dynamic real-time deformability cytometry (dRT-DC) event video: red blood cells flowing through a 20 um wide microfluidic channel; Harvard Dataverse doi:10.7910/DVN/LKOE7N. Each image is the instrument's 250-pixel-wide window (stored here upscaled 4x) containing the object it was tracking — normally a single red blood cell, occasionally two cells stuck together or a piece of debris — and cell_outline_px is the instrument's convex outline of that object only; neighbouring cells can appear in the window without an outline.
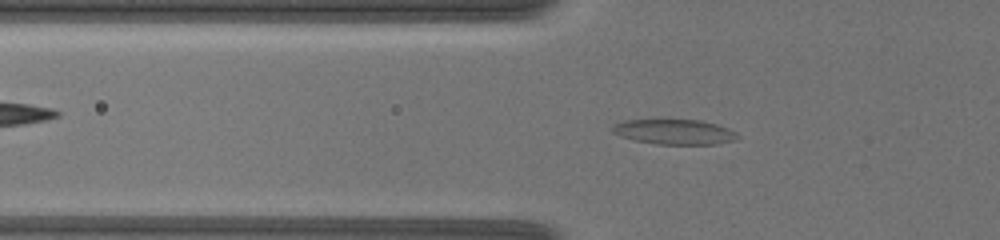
{"species": "common noctule bat (a hibernating species)", "species_latin": "Nyctalus noctula", "temperature_condition": "warm", "stored_images_in_passage": 16, "camera_frame_rate_fps": 3000, "um_per_image_px": 0.085, "animal": {"sex": "female", "body_mass_g": 19.5, "forearm_length_mm": 54.1}, "frame": {"image": 1, "passage_image": 12, "time_ms": 5.333, "image_size_px": [1000, 240], "cell_outline_px": [[740, 136], [736, 140], [716, 144], [656, 144], [636, 140], [620, 136], [612, 132], [612, 128], [616, 124], [624, 120], [700, 120], [716, 124], [728, 128], [736, 132]], "centroid_in_image_um": [57.36, 11.21], "position_along_channel_um": 68.4, "area_um2": 18.15}}
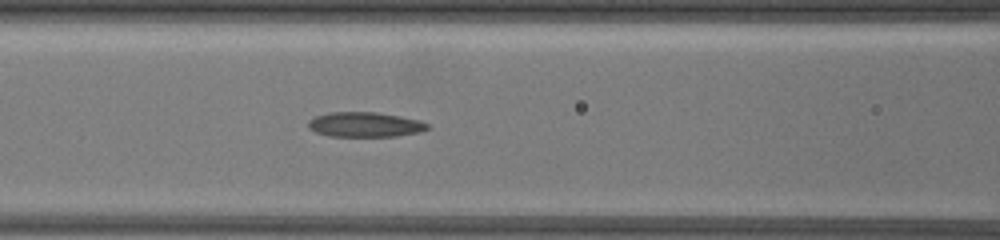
{"frame": {"image": 2, "passage_image": 14, "time_ms": 7.0, "image_size_px": [1000, 240], "cell_outline_px": [[432, 128], [420, 132], [396, 136], [328, 136], [316, 132], [308, 128], [308, 120], [316, 116], [332, 112], [376, 112], [400, 116], [420, 120], [432, 124]], "centroid_in_image_um": [31.08, 10.59], "position_along_channel_um": 135.5, "area_um2": 17.46}}
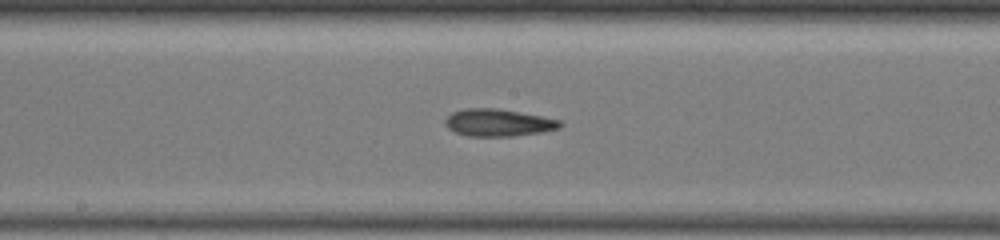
{"frame": {"image": 3, "passage_image": 16, "time_ms": 8.667, "image_size_px": [1000, 240], "cell_outline_px": [[564, 124], [560, 128], [544, 132], [512, 136], [468, 136], [456, 132], [448, 128], [444, 124], [444, 120], [452, 112], [468, 108], [496, 108], [540, 116], [560, 120]], "centroid_in_image_um": [42.36, 10.43], "position_along_channel_um": 205.8, "area_um2": 18.21}}